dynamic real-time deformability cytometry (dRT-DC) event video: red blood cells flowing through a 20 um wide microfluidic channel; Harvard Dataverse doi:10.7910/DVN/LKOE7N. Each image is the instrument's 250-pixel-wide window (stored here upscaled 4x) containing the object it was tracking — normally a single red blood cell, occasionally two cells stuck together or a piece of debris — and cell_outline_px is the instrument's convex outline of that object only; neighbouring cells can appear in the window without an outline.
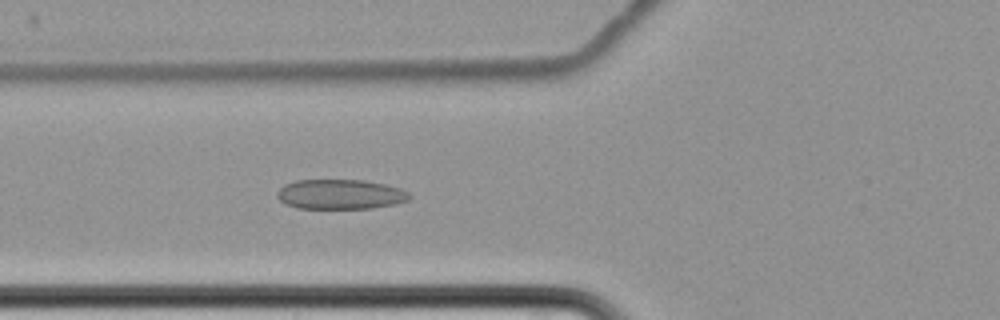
{"species": "common noctule bat (a hibernating species)", "species_latin": "Nyctalus noctula", "temperature_condition": "cold", "stored_images_in_passage": 3, "camera_frame_rate_fps": 3000, "um_per_image_px": 0.085, "animal": {"sex": "female", "body_mass_g": 22.7, "forearm_length_mm": 54.2}, "frame": {"image": 1, "passage_image": 3, "time_ms": 2.333, "image_size_px": [1000, 320], "cell_outline_px": [[412, 196], [408, 200], [396, 204], [372, 208], [296, 208], [284, 204], [276, 196], [276, 192], [284, 184], [296, 180], [364, 180], [384, 184], [400, 188], [408, 192]], "centroid_in_image_um": [28.91, 16.51], "position_along_channel_um": 96.9, "area_um2": 23.12}}